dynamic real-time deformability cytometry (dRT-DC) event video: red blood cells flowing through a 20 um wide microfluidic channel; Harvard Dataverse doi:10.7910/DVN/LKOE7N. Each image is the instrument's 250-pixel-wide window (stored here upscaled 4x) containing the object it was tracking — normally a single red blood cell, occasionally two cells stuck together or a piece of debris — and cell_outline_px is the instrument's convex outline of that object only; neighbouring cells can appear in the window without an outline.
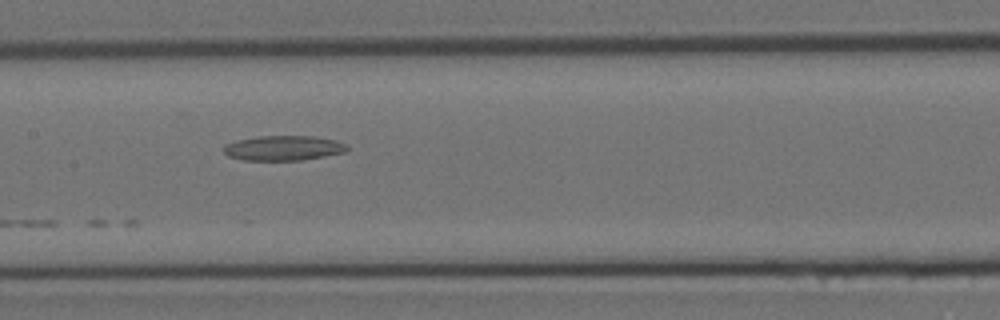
{"species": "Egyptian fruit bat (a non-hibernating species)", "species_latin": "Rousettus aegyptiacus", "temperature_condition": "room temperature", "stored_images_in_passage": 18, "camera_frame_rate_fps": 3000, "um_per_image_px": 0.085, "animal": {"sex": "female"}, "frame": {"image": 1, "passage_image": 10, "time_ms": 3.0, "image_size_px": [1000, 320], "cell_outline_px": [[348, 148], [344, 152], [324, 156], [300, 160], [244, 160], [228, 156], [224, 152], [224, 144], [236, 140], [256, 136], [312, 136], [336, 140], [348, 144]], "centroid_in_image_um": [24.07, 12.57], "position_along_channel_um": 183.3, "area_um2": 17.92}}
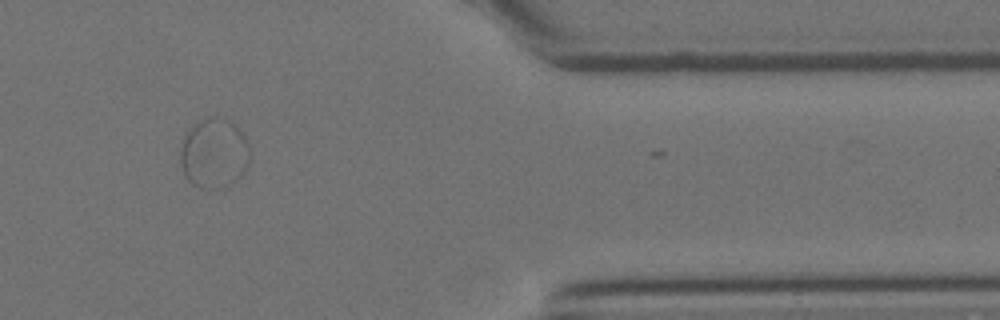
{"frame": {"image": 2, "passage_image": 17, "time_ms": 5.333, "image_size_px": [1000, 320], "cell_outline_px": [[248, 168], [236, 180], [228, 184], [204, 188], [192, 184], [184, 176], [180, 164], [180, 148], [184, 136], [192, 124], [208, 116], [220, 116], [236, 124], [244, 136], [248, 144]], "centroid_in_image_um": [18.16, 12.97], "position_along_channel_um": 393.2, "area_um2": 28.32}}